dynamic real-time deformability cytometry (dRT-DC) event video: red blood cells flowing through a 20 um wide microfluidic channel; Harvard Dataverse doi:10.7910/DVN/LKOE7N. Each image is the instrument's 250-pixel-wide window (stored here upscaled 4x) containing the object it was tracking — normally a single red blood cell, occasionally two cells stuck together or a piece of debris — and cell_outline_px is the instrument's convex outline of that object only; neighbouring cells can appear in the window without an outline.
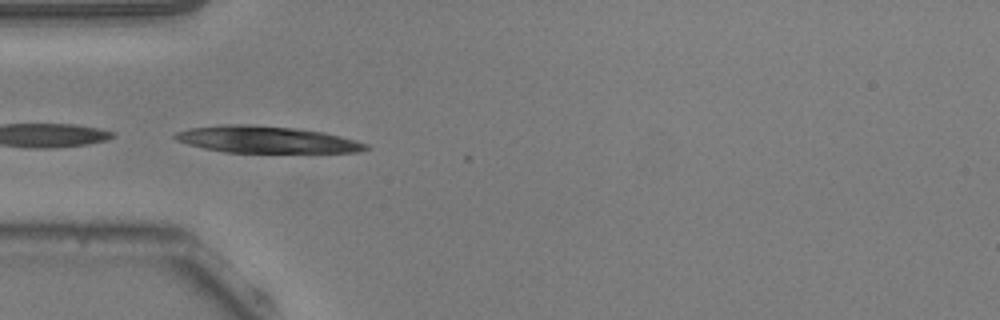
{"species": "common noctule bat (a hibernating species)", "species_latin": "Nyctalus noctula", "temperature_condition": "warm", "stored_images_in_passage": 2, "camera_frame_rate_fps": 3000, "um_per_image_px": 0.085, "animal": {"sex": "male", "body_mass_g": 20.5, "forearm_length_mm": 52.5}, "frame": {"image": 1, "passage_image": 1, "time_ms": 0.0, "image_size_px": [1000, 320], "cell_outline_px": [[368, 148], [360, 152], [224, 152], [204, 148], [188, 144], [176, 140], [172, 136], [176, 132], [188, 128], [228, 124], [252, 124], [296, 128], [324, 132], [356, 140], [368, 144]], "centroid_in_image_um": [22.63, 11.85], "position_along_channel_um": 62.4, "area_um2": 29.71}}